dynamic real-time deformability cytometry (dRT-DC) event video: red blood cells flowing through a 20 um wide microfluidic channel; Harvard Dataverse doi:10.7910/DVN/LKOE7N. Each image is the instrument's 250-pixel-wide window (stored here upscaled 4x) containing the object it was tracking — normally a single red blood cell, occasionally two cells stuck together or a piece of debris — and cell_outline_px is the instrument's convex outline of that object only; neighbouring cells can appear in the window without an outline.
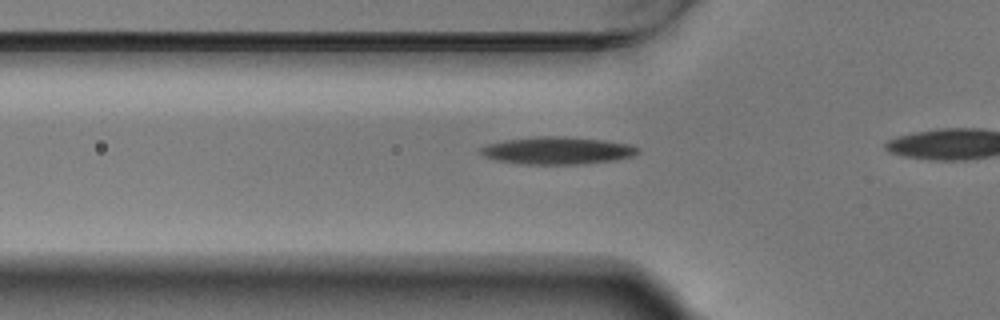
{"species": "Egyptian fruit bat (a non-hibernating species)", "species_latin": "Rousettus aegyptiacus", "temperature_condition": "warm", "stored_images_in_passage": 13, "camera_frame_rate_fps": 3000, "um_per_image_px": 0.085, "animal": {"sex": "male"}, "frame": {"image": 1, "passage_image": 4, "time_ms": 1.0, "image_size_px": [1000, 320], "cell_outline_px": [[640, 152], [632, 156], [616, 160], [584, 164], [520, 164], [496, 160], [484, 156], [480, 152], [480, 148], [488, 144], [508, 140], [536, 136], [556, 136], [600, 140], [628, 144], [640, 148]], "centroid_in_image_um": [47.38, 12.81], "position_along_channel_um": 78.4, "area_um2": 24.91}}
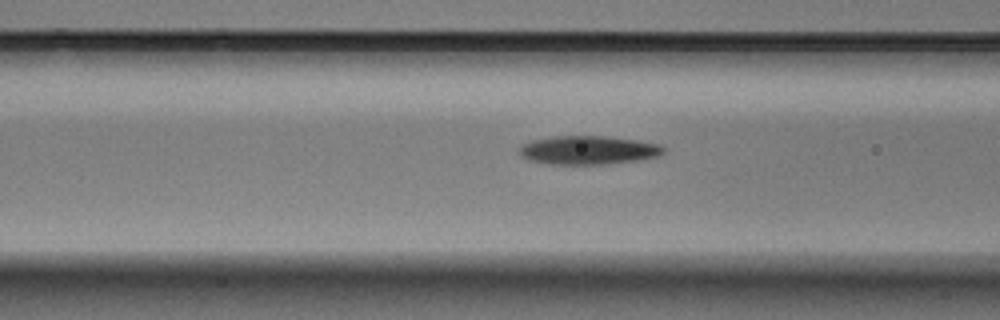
{"frame": {"image": 2, "passage_image": 7, "time_ms": 2.0, "image_size_px": [1000, 320], "cell_outline_px": [[664, 152], [656, 156], [636, 160], [608, 164], [548, 164], [528, 160], [520, 156], [520, 148], [524, 144], [532, 140], [552, 136], [604, 136], [636, 140], [660, 144], [664, 148]], "centroid_in_image_um": [49.97, 12.76], "position_along_channel_um": 116.6, "area_um2": 23.93}}
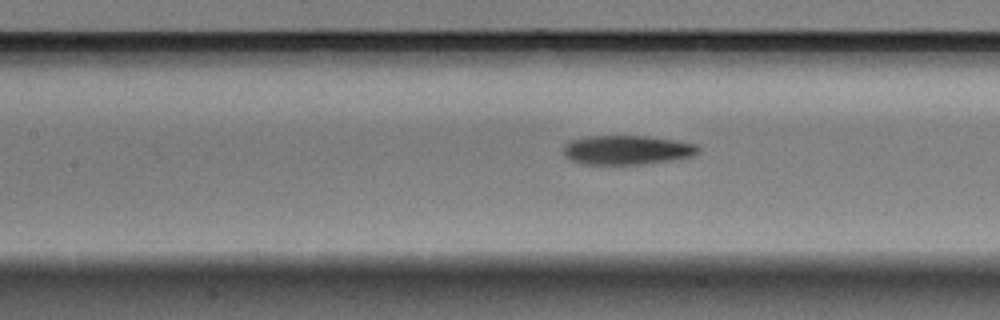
{"frame": {"image": 3, "passage_image": 10, "time_ms": 3.0, "image_size_px": [1000, 320], "cell_outline_px": [[700, 152], [692, 156], [672, 160], [640, 164], [580, 164], [568, 160], [564, 156], [564, 144], [572, 140], [588, 136], [644, 136], [676, 140], [696, 144], [700, 148]], "centroid_in_image_um": [53.28, 12.75], "position_along_channel_um": 154.1, "area_um2": 23.06}}